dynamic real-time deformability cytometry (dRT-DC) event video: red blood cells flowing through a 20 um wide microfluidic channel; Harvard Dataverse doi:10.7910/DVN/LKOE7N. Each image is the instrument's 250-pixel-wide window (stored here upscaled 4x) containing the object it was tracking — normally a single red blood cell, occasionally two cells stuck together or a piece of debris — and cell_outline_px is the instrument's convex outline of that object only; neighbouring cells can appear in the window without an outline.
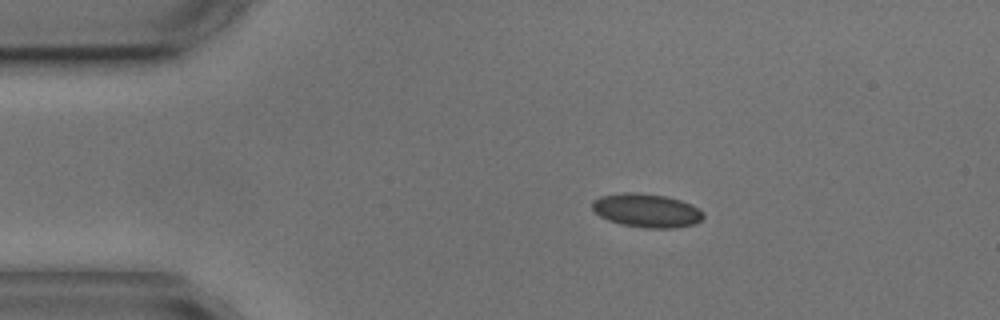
{"species": "common noctule bat (a hibernating species)", "species_latin": "Nyctalus noctula", "temperature_condition": "cold", "stored_images_in_passage": 5, "camera_frame_rate_fps": 3000, "um_per_image_px": 0.085, "animal": {"sex": "male", "body_mass_g": 17.9, "forearm_length_mm": 54.2}, "frame": {"image": 1, "passage_image": 1, "time_ms": 0.0, "image_size_px": [1000, 320], "cell_outline_px": [[704, 216], [696, 224], [676, 228], [644, 228], [620, 224], [608, 220], [600, 216], [592, 208], [592, 200], [600, 196], [624, 192], [632, 192], [664, 196], [680, 200], [692, 204], [704, 212]], "centroid_in_image_um": [54.97, 17.9], "position_along_channel_um": 30.0, "area_um2": 21.91}}
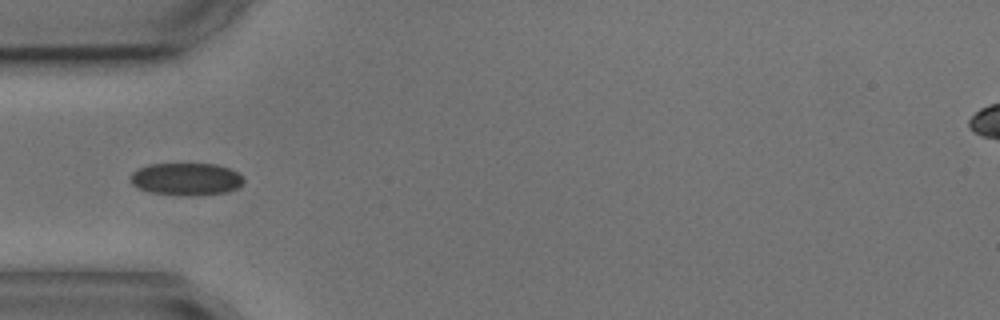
{"frame": {"image": 2, "passage_image": 3, "time_ms": 2.333, "image_size_px": [1000, 320], "cell_outline_px": [[244, 180], [236, 188], [224, 192], [192, 196], [184, 196], [152, 192], [140, 188], [132, 184], [132, 172], [148, 164], [216, 164], [228, 168], [236, 172]], "centroid_in_image_um": [15.81, 15.22], "position_along_channel_um": 69.2, "area_um2": 20.98}}